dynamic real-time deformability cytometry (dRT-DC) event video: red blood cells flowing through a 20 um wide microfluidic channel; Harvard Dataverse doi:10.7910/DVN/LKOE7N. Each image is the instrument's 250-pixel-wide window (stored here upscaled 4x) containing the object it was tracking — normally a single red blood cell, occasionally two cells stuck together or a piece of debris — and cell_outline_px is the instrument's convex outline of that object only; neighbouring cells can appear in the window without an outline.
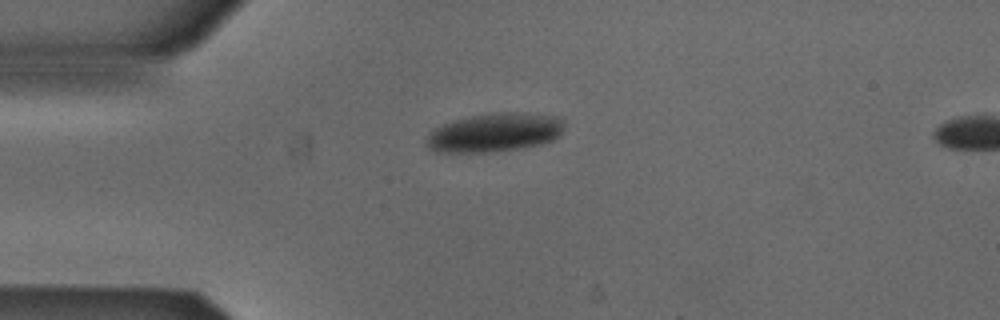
{"species": "Egyptian fruit bat (a non-hibernating species)", "species_latin": "Rousettus aegyptiacus", "temperature_condition": "cold", "stored_images_in_passage": 5, "camera_frame_rate_fps": 3000, "um_per_image_px": 0.085, "animal": {"sex": "male"}, "frame": {"image": 1, "passage_image": 5, "time_ms": 1.333, "image_size_px": [1000, 320], "cell_outline_px": [[564, 128], [560, 136], [552, 140], [540, 144], [516, 148], [484, 152], [436, 152], [428, 148], [424, 144], [424, 136], [428, 132], [452, 120], [472, 116], [500, 112], [524, 112], [560, 116], [564, 120]], "centroid_in_image_um": [42.03, 11.25], "position_along_channel_um": 43.0, "area_um2": 31.39}}